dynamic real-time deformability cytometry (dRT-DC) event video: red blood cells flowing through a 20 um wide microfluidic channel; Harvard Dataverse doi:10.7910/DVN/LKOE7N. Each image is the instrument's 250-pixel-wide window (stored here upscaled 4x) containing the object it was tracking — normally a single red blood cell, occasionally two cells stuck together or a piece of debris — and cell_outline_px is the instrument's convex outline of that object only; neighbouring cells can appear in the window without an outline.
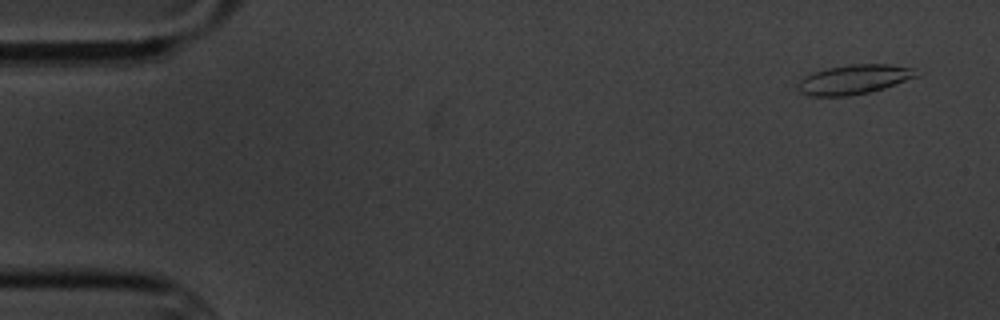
{"species": "common noctule bat (a hibernating species)", "species_latin": "Nyctalus noctula", "temperature_condition": "cold", "stored_images_in_passage": 5, "camera_frame_rate_fps": 3000, "um_per_image_px": 0.085, "animal": {"sex": "male", "body_mass_g": 20.1, "forearm_length_mm": 53.5}, "frame": {"image": 1, "passage_image": 1, "time_ms": 0.0, "image_size_px": [1000, 320], "cell_outline_px": [[916, 76], [884, 88], [868, 92], [848, 96], [808, 96], [800, 92], [796, 88], [796, 84], [804, 76], [812, 72], [828, 68], [848, 64], [888, 64], [912, 68]], "centroid_in_image_um": [72.47, 6.76], "position_along_channel_um": 12.5, "area_um2": 20.17}}